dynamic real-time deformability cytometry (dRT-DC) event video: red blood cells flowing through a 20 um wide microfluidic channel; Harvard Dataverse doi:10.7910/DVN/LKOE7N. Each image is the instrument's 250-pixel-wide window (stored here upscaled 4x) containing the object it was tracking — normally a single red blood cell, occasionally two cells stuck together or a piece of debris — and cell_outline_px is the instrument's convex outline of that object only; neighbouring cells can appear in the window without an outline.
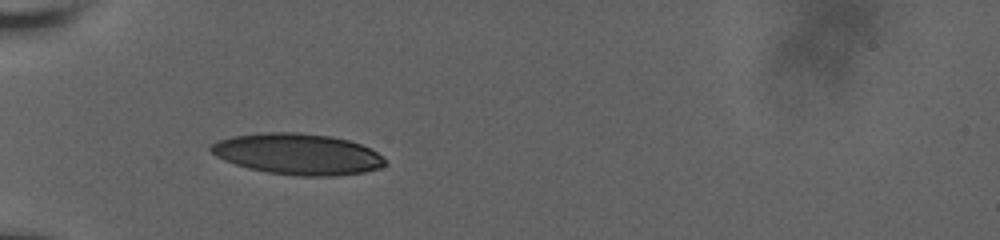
{"species": "human", "species_latin": "Homo sapiens", "temperature_condition": "room temperature", "stored_images_in_passage": 12, "camera_frame_rate_fps": 3000, "um_per_image_px": 0.085, "donor": {"sex": "male"}, "frame": {"image": 1, "passage_image": 7, "time_ms": 5.667, "image_size_px": [1000, 240], "cell_outline_px": [[384, 164], [380, 168], [364, 172], [336, 176], [300, 176], [268, 172], [248, 168], [224, 160], [216, 156], [208, 148], [212, 144], [220, 140], [232, 136], [268, 132], [296, 132], [332, 136], [348, 140], [360, 144], [376, 152], [384, 160]], "centroid_in_image_um": [25.29, 13.09], "position_along_channel_um": 59.7, "area_um2": 41.38}}
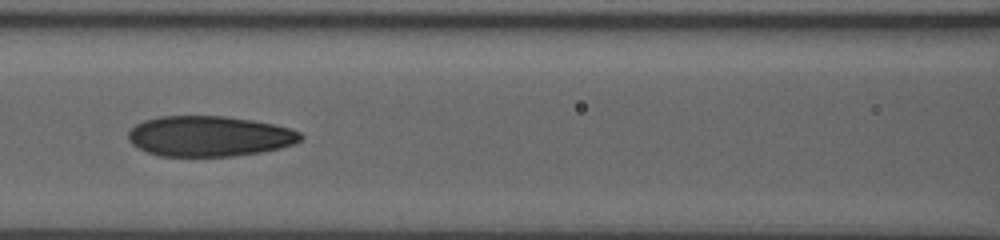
{"frame": {"image": 2, "passage_image": 10, "time_ms": 8.333, "image_size_px": [1000, 240], "cell_outline_px": [[304, 136], [296, 144], [264, 152], [232, 156], [160, 156], [148, 152], [132, 144], [128, 140], [128, 132], [136, 124], [144, 120], [160, 116], [224, 116], [252, 120], [272, 124], [288, 128], [300, 132]], "centroid_in_image_um": [17.8, 11.58], "position_along_channel_um": 148.8, "area_um2": 40.69}}
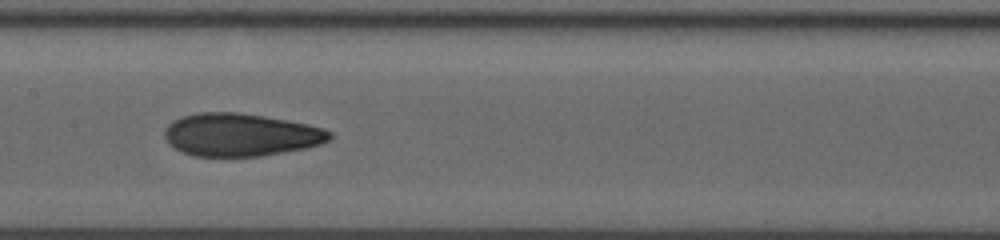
{"frame": {"image": 3, "passage_image": 11, "time_ms": 9.333, "image_size_px": [1000, 240], "cell_outline_px": [[332, 136], [328, 140], [320, 144], [304, 148], [260, 156], [192, 156], [180, 152], [168, 144], [164, 136], [164, 128], [172, 120], [180, 116], [200, 112], [240, 112], [288, 120], [308, 124], [324, 128], [332, 132]], "centroid_in_image_um": [20.4, 11.45], "position_along_channel_um": 187.0, "area_um2": 41.5}}